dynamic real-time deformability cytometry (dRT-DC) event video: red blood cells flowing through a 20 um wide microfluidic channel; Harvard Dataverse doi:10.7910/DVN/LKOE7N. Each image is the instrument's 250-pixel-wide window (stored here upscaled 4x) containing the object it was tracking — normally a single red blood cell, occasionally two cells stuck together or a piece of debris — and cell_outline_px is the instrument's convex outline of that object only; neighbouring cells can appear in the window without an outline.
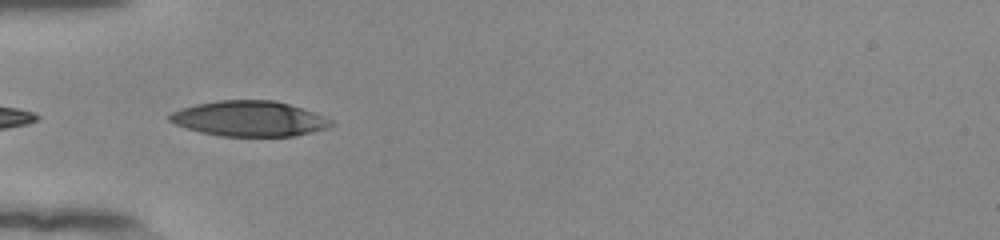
{"species": "human", "species_latin": "Homo sapiens", "temperature_condition": "room temperature", "stored_images_in_passage": 5, "camera_frame_rate_fps": 3000, "um_per_image_px": 0.085, "donor": {"sex": "female"}, "frame": {"image": 1, "passage_image": 1, "time_ms": 0.0, "image_size_px": [1000, 240], "cell_outline_px": [[336, 124], [328, 128], [312, 132], [292, 136], [220, 136], [200, 132], [176, 124], [168, 120], [168, 116], [172, 112], [180, 108], [196, 104], [220, 100], [272, 100], [288, 104], [336, 120]], "centroid_in_image_um": [21.22, 10.09], "position_along_channel_um": 63.8, "area_um2": 33.23}}